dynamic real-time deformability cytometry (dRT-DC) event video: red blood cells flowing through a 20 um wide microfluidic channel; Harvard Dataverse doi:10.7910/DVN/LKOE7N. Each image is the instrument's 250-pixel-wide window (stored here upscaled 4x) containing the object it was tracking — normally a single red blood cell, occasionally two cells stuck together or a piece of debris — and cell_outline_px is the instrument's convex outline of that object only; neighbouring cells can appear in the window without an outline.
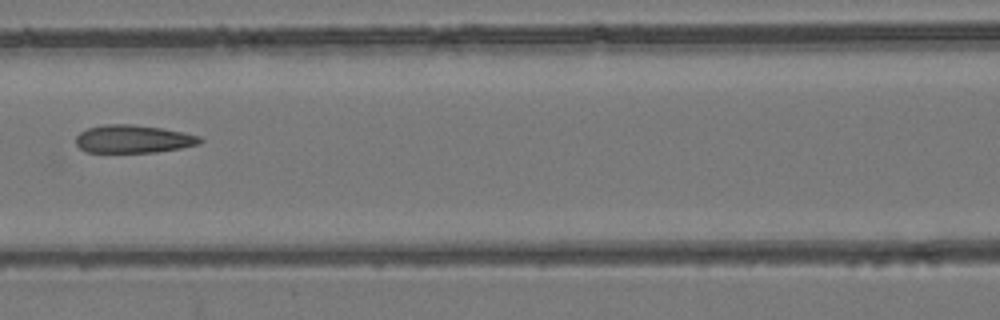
{"species": "common noctule bat (a hibernating species)", "species_latin": "Nyctalus noctula", "temperature_condition": "room temperature", "stored_images_in_passage": 4, "camera_frame_rate_fps": 3000, "um_per_image_px": 0.085, "animal": {"sex": "female", "body_mass_g": 24.6, "forearm_length_mm": 56.2}, "frame": {"image": 1, "passage_image": 4, "time_ms": 4.333, "image_size_px": [1000, 320], "cell_outline_px": [[204, 140], [200, 144], [180, 148], [156, 152], [88, 152], [80, 148], [76, 144], [76, 136], [80, 132], [88, 128], [104, 124], [132, 124], [164, 128], [184, 132], [200, 136]], "centroid_in_image_um": [11.36, 11.81], "position_along_channel_um": 155.2, "area_um2": 20.35}}